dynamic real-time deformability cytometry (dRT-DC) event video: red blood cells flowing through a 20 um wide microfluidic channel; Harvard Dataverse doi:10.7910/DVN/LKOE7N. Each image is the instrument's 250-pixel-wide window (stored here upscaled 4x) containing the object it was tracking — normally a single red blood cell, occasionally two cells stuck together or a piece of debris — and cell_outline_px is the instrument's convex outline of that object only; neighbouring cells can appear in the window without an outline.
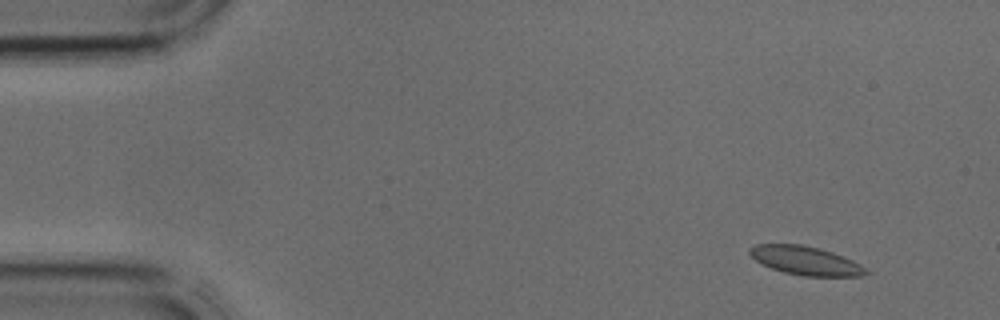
{"species": "common noctule bat (a hibernating species)", "species_latin": "Nyctalus noctula", "temperature_condition": "cold", "stored_images_in_passage": 3, "segment_of_instrument_passage": [2, 2], "camera_frame_rate_fps": 3000, "um_per_image_px": 0.085, "animal": {"sex": "male", "body_mass_g": 17.9, "forearm_length_mm": 54.2}, "frame": {"image": 1, "passage_image": 3, "time_ms": 0.667, "image_size_px": [1000, 320], "cell_outline_px": [[872, 272], [864, 276], [804, 276], [784, 272], [772, 268], [756, 260], [748, 252], [748, 248], [756, 244], [800, 244], [820, 248], [832, 252], [852, 260], [868, 268]], "centroid_in_image_um": [68.53, 22.15], "position_along_channel_um": 16.5, "area_um2": 19.48}}